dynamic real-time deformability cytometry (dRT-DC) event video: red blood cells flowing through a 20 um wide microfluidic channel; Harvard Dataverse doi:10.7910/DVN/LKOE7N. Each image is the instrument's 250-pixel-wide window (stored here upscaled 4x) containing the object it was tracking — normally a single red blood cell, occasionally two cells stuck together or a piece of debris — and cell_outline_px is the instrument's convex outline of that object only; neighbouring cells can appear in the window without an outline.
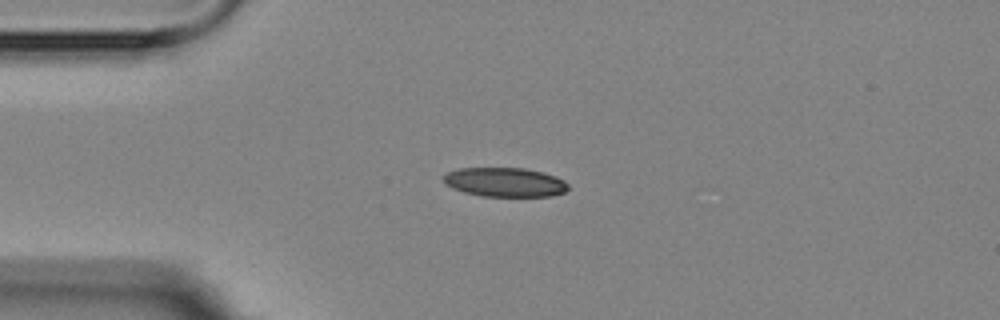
{"species": "Egyptian fruit bat (a non-hibernating species)", "species_latin": "Rousettus aegyptiacus", "temperature_condition": "room temperature", "stored_images_in_passage": 2, "camera_frame_rate_fps": 3000, "um_per_image_px": 0.085, "animal": {"sex": "female"}, "frame": {"image": 1, "passage_image": 2, "time_ms": 1.333, "image_size_px": [1000, 320], "cell_outline_px": [[568, 188], [564, 192], [552, 196], [480, 196], [464, 192], [452, 188], [444, 184], [440, 176], [448, 172], [460, 168], [524, 168], [544, 172], [556, 176], [564, 180], [568, 184]], "centroid_in_image_um": [42.89, 15.48], "position_along_channel_um": 42.1, "area_um2": 21.44}}